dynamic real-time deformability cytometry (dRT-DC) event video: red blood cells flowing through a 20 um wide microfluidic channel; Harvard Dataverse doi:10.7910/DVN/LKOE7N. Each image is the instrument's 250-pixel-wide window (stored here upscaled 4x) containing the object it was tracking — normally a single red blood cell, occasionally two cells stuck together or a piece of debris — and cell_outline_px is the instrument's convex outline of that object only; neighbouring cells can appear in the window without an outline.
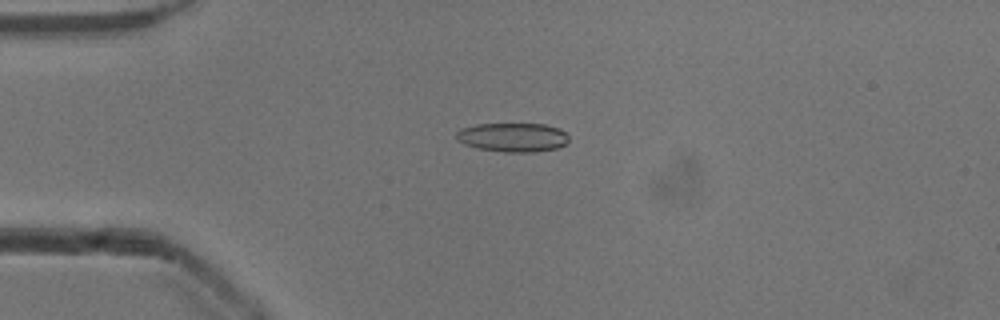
{"species": "common noctule bat (a hibernating species)", "species_latin": "Nyctalus noctula", "temperature_condition": "cold", "stored_images_in_passage": 40, "camera_frame_rate_fps": 3000, "um_per_image_px": 0.085, "animal": {"sex": "male", "body_mass_g": 13.3}, "frame": {"image": 1, "passage_image": 1, "time_ms": 0.0, "image_size_px": [1000, 320], "cell_outline_px": [[568, 140], [564, 144], [556, 148], [536, 152], [504, 152], [476, 148], [464, 144], [456, 140], [456, 132], [460, 128], [476, 124], [544, 124], [560, 128], [568, 136]], "centroid_in_image_um": [43.55, 11.67], "position_along_channel_um": 41.5, "area_um2": 19.13}}
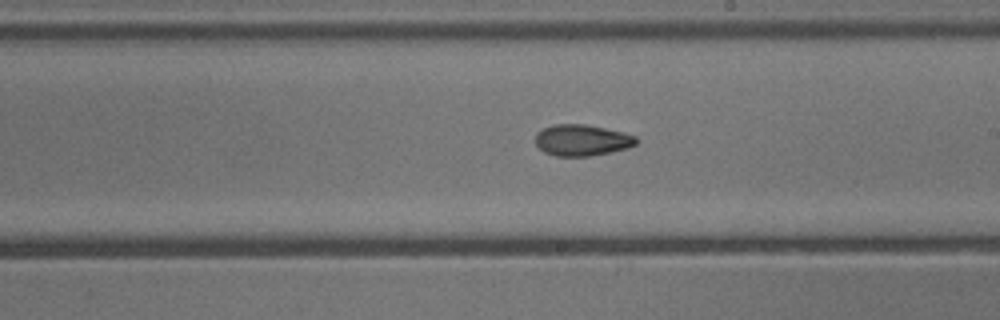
{"frame": {"image": 2, "passage_image": 18, "time_ms": 5.667, "image_size_px": [1000, 320], "cell_outline_px": [[640, 140], [636, 144], [628, 148], [588, 156], [556, 156], [544, 152], [536, 144], [536, 132], [552, 124], [584, 124], [624, 132], [636, 136]], "centroid_in_image_um": [49.48, 11.91], "position_along_channel_um": 239.5, "area_um2": 18.38}}
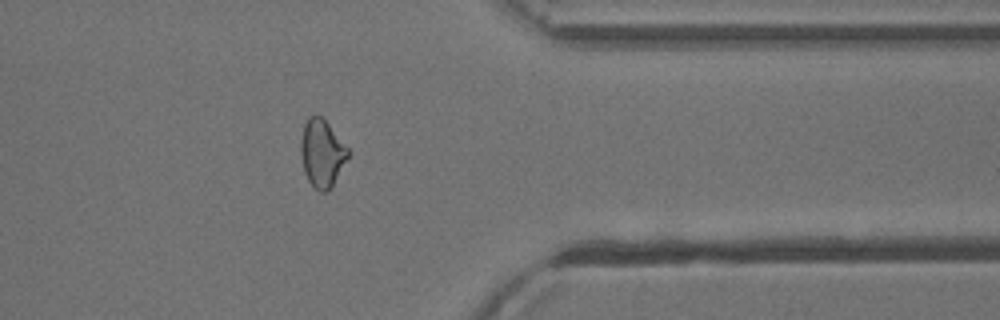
{"frame": {"image": 3, "passage_image": 30, "time_ms": 9.667, "image_size_px": [1000, 320], "cell_outline_px": [[352, 152], [332, 188], [324, 192], [320, 192], [308, 180], [304, 172], [300, 152], [300, 140], [304, 124], [308, 116], [316, 112], [328, 124]], "centroid_in_image_um": [27.38, 13.01], "position_along_channel_um": 384.0, "area_um2": 18.96}, "authors_computed_cell_mechanics": {"area_um2": 18.6116, "velocity_mm_per_s": 3.9315, "shape_relaxation_time_tau1_ms": null, "shape_relaxation_time_tau2_ms": 4.4521, "deformation_change_tau1": null, "deformation_change_tau2": 0.1047}}